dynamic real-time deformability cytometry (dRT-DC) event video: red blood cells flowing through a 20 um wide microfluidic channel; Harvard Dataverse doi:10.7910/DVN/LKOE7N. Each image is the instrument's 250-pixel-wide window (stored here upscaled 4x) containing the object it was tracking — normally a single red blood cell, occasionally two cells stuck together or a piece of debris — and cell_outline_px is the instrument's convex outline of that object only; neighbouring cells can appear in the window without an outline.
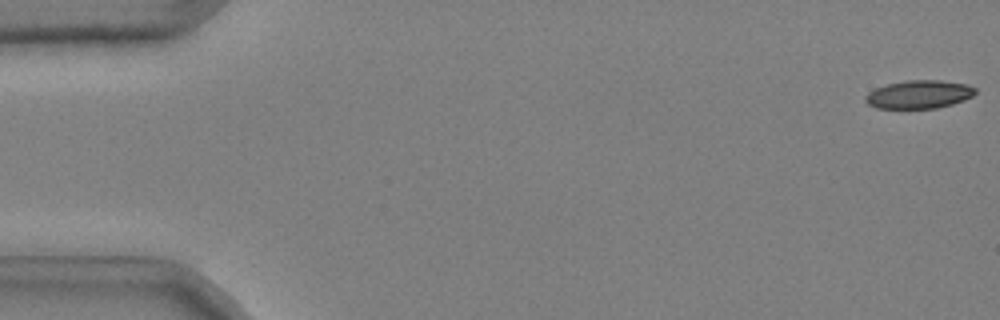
{"species": "common noctule bat (a hibernating species)", "species_latin": "Nyctalus noctula", "temperature_condition": "cold", "stored_images_in_passage": 48, "camera_frame_rate_fps": 3000, "um_per_image_px": 0.085, "animal": {"sex": "male", "body_mass_g": 20.4}, "frame": {"image": 1, "passage_image": 1, "time_ms": 0.0, "image_size_px": [1000, 320], "cell_outline_px": [[976, 92], [972, 96], [964, 100], [952, 104], [936, 108], [876, 108], [868, 104], [864, 100], [864, 96], [868, 92], [876, 88], [888, 84], [904, 80], [940, 80], [968, 84], [976, 88]], "centroid_in_image_um": [78.11, 8.02], "position_along_channel_um": 6.9, "area_um2": 18.15}}
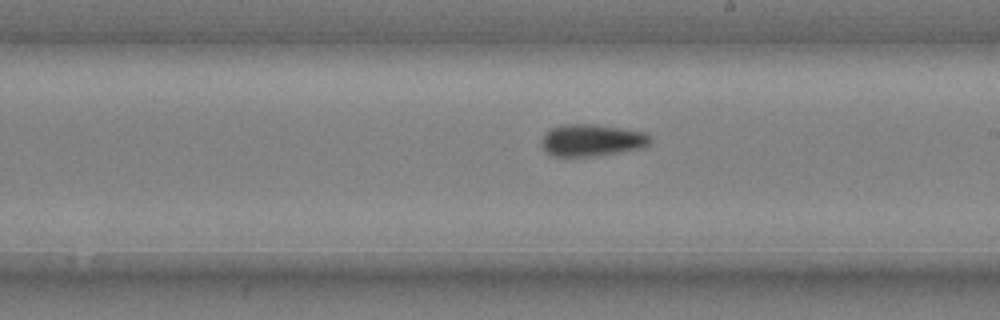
{"frame": {"image": 2, "passage_image": 31, "time_ms": 10.0, "image_size_px": [1000, 320], "cell_outline_px": [[652, 140], [644, 148], [592, 156], [552, 156], [544, 152], [540, 144], [540, 140], [544, 132], [548, 128], [560, 124], [596, 124], [624, 128], [644, 132], [652, 136]], "centroid_in_image_um": [50.25, 11.9], "position_along_channel_um": 238.8, "area_um2": 20.81}}
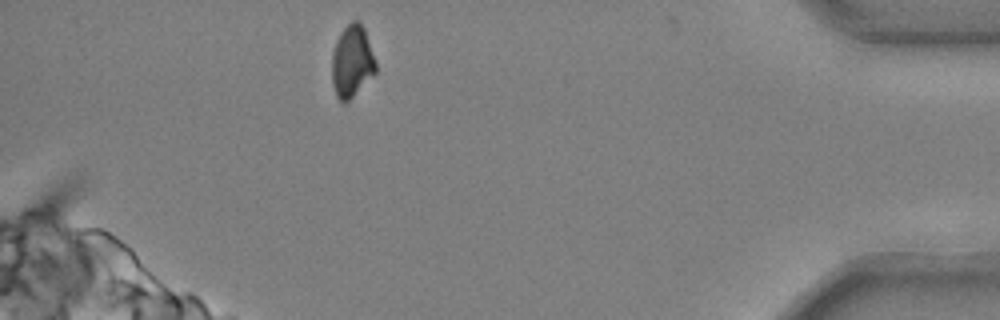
{"frame": {"image": 3, "passage_image": 48, "time_ms": 15.667, "image_size_px": [1000, 320], "cell_outline_px": [[376, 72], [344, 104], [336, 96], [332, 84], [332, 52], [336, 40], [340, 32], [352, 20], [356, 20], [364, 28], [376, 60]], "centroid_in_image_um": [29.9, 5.2], "position_along_channel_um": 405.3, "area_um2": 18.32}, "authors_computed_cell_mechanics": {"area_um2": 19.652, "velocity_mm_per_s": 3.7185, "shape_relaxation_time_tau1_ms": 2.8914, "shape_relaxation_time_tau2_ms": 4.4614, "deformation_change_tau1": 0.1206, "deformation_change_tau2": 0.1121}}